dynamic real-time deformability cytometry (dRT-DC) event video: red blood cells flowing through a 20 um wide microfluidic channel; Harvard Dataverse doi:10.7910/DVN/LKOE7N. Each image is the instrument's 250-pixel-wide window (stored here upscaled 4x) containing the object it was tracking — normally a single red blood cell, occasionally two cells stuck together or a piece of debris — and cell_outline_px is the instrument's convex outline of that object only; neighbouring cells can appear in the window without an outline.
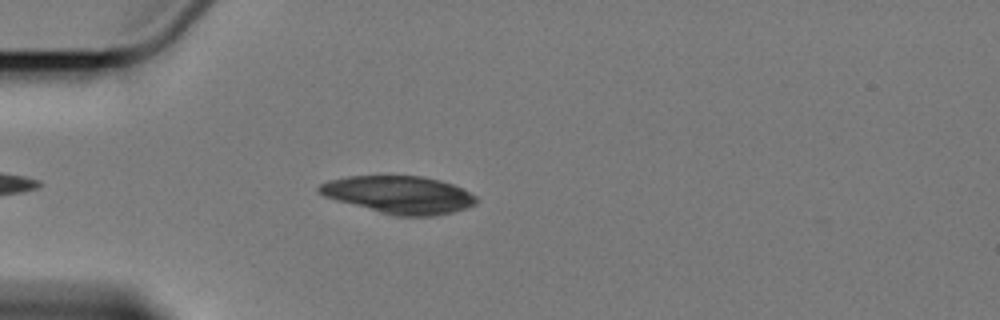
{"species": "Egyptian fruit bat (a non-hibernating species)", "species_latin": "Rousettus aegyptiacus", "temperature_condition": "cold", "stored_images_in_passage": 6, "camera_frame_rate_fps": 3000, "um_per_image_px": 0.085, "animal": {"sex": "female"}, "frame": {"image": 1, "passage_image": 2, "time_ms": 1.0, "image_size_px": [1000, 320], "cell_outline_px": [[480, 200], [476, 204], [452, 212], [432, 216], [396, 216], [380, 212], [336, 200], [324, 196], [316, 188], [320, 184], [328, 180], [348, 176], [420, 176], [440, 180], [464, 188], [476, 196]], "centroid_in_image_um": [33.95, 16.55], "position_along_channel_um": 51.1, "area_um2": 34.33}}
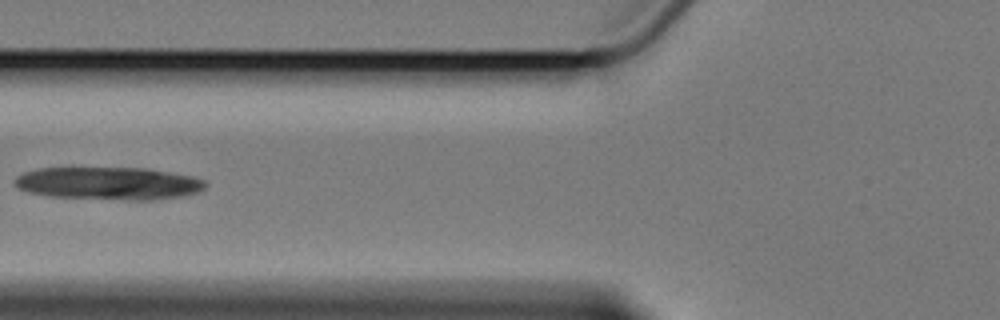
{"frame": {"image": 2, "passage_image": 4, "time_ms": 3.333, "image_size_px": [1000, 320], "cell_outline_px": [[208, 184], [200, 192], [184, 196], [152, 200], [124, 200], [48, 196], [28, 192], [16, 188], [12, 180], [16, 176], [24, 172], [40, 168], [144, 168], [192, 176], [204, 180]], "centroid_in_image_um": [9.22, 15.59], "position_along_channel_um": 116.6, "area_um2": 36.65}}